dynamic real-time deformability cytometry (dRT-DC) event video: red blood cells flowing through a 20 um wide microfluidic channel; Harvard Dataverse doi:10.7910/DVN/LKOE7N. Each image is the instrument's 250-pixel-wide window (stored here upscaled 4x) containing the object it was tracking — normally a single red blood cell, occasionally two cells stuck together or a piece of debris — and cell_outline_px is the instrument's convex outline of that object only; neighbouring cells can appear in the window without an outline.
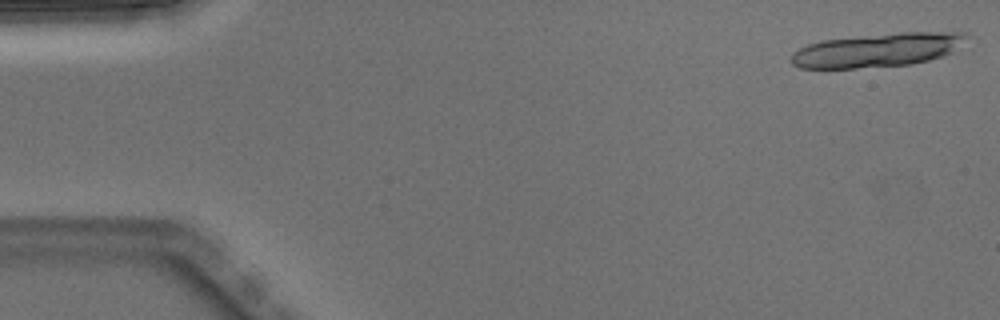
{"species": "Egyptian fruit bat (a non-hibernating species)", "species_latin": "Rousettus aegyptiacus", "temperature_condition": "warm", "stored_images_in_passage": 3, "camera_frame_rate_fps": 3000, "um_per_image_px": 0.085, "animal": {"sex": "male"}, "frame": {"image": 1, "passage_image": 1, "time_ms": 0.0, "image_size_px": [1000, 320], "cell_outline_px": [[968, 36], [952, 52], [944, 56], [912, 64], [856, 68], [800, 68], [792, 64], [792, 52], [808, 44], [820, 40], [900, 32], [968, 32]], "centroid_in_image_um": [74.58, 4.25], "position_along_channel_um": 10.4, "area_um2": 34.39}}